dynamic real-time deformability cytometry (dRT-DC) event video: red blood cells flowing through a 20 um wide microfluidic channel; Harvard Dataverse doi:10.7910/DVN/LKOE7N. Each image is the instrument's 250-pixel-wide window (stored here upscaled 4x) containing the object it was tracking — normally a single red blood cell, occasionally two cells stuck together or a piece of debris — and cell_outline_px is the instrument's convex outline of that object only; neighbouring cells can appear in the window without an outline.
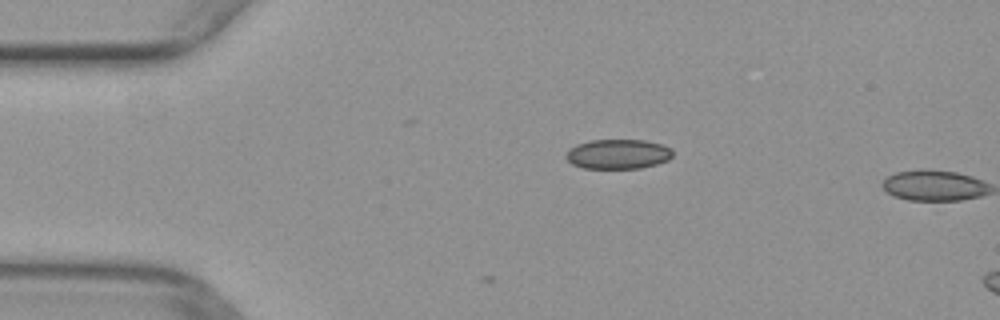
{"species": "common noctule bat (a hibernating species)", "species_latin": "Nyctalus noctula", "temperature_condition": "warm", "stored_images_in_passage": 2, "camera_frame_rate_fps": 3000, "um_per_image_px": 0.085, "animal": {"sex": "female", "body_mass_g": 29.2, "forearm_length_mm": 56.3}, "frame": {"image": 1, "passage_image": 1, "time_ms": 0.0, "image_size_px": [1000, 320], "cell_outline_px": [[672, 156], [668, 160], [656, 164], [640, 168], [584, 168], [572, 164], [564, 156], [576, 144], [592, 140], [644, 140], [664, 144], [672, 148]], "centroid_in_image_um": [52.56, 13.09], "position_along_channel_um": 32.4, "area_um2": 18.44}}